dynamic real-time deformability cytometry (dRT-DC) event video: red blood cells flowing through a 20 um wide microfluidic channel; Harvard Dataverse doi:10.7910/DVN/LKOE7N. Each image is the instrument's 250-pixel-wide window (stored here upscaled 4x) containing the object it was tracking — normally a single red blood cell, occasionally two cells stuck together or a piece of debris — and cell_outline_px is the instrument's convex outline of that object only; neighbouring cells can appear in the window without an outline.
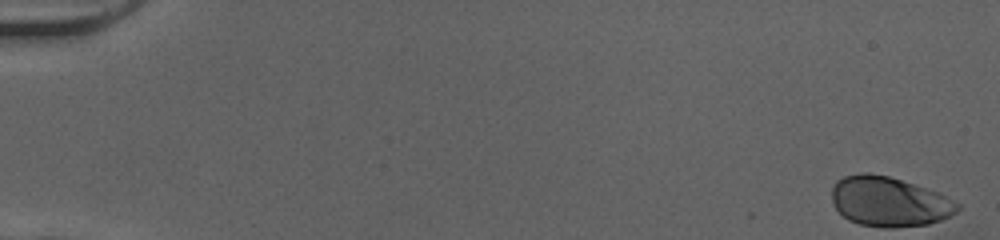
{"species": "human", "species_latin": "Homo sapiens", "temperature_condition": "cold", "stored_images_in_passage": 45, "camera_frame_rate_fps": 3000, "um_per_image_px": 0.085, "donor": {"sex": "female"}, "frame": {"image": 1, "passage_image": 1, "time_ms": 0.0, "image_size_px": [1000, 240], "cell_outline_px": [[952, 212], [948, 216], [924, 224], [860, 224], [844, 216], [836, 208], [832, 196], [832, 192], [836, 184], [840, 180], [848, 176], [888, 176], [900, 180], [916, 188]], "centroid_in_image_um": [75.22, 17.14], "position_along_channel_um": 9.8, "area_um2": 30.87}}
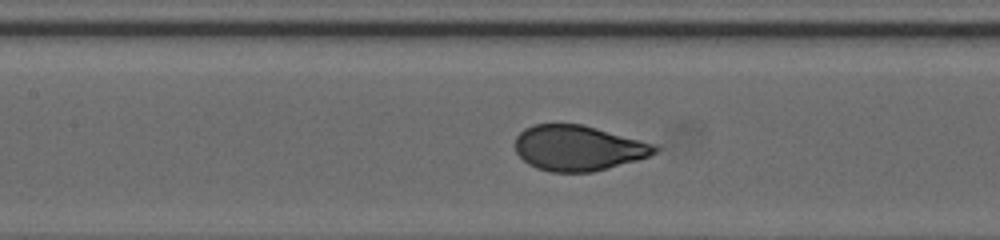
{"frame": {"image": 2, "passage_image": 25, "time_ms": 8.0, "image_size_px": [1000, 240], "cell_outline_px": [[656, 152], [648, 156], [604, 168], [588, 172], [556, 172], [540, 168], [524, 160], [516, 152], [516, 140], [520, 132], [536, 124], [580, 124], [648, 144], [656, 148]], "centroid_in_image_um": [49.04, 12.58], "position_along_channel_um": 158.4, "area_um2": 35.03}}
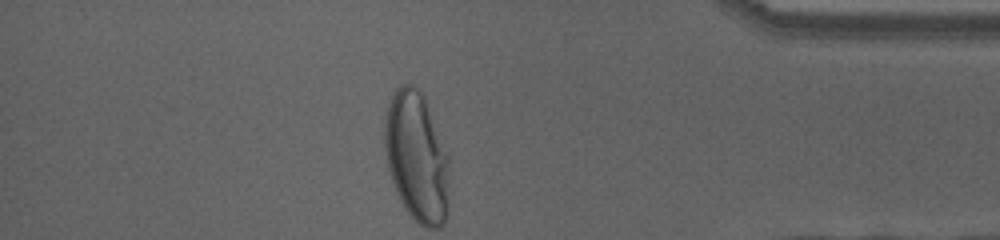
{"frame": {"image": 3, "passage_image": 45, "time_ms": 14.667, "image_size_px": [1000, 240], "cell_outline_px": [[444, 216], [440, 224], [424, 224], [408, 208], [400, 196], [392, 176], [388, 160], [388, 112], [392, 100], [396, 92], [400, 88], [408, 88], [420, 96], [424, 104], [436, 148], [440, 164], [444, 196]], "centroid_in_image_um": [35.27, 13.39], "position_along_channel_um": 399.9, "area_um2": 39.48}, "authors_computed_cell_mechanics": {"area_um2": 34.9112, "velocity_mm_per_s": 4.0218, "shape_relaxation_time_tau1_ms": 3.5809, "shape_relaxation_time_tau2_ms": null, "deformation_change_tau1": 0.1731, "deformation_change_tau2": null}}